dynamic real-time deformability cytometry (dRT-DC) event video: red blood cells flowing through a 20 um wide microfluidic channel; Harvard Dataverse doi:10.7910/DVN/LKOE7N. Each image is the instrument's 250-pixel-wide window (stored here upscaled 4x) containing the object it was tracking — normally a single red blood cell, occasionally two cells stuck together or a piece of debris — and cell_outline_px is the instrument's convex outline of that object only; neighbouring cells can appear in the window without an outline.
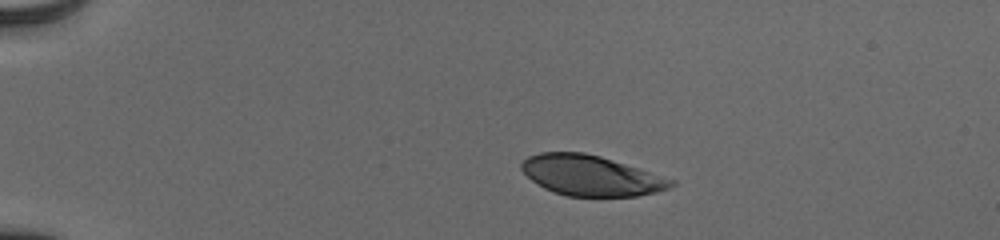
{"species": "human", "species_latin": "Homo sapiens", "temperature_condition": "cold", "stored_images_in_passage": 43, "camera_frame_rate_fps": 3000, "um_per_image_px": 0.085, "donor": {"sex": "male"}, "frame": {"image": 1, "passage_image": 1, "time_ms": 0.0, "image_size_px": [1000, 240], "cell_outline_px": [[676, 184], [668, 188], [656, 192], [636, 196], [568, 196], [552, 192], [544, 188], [532, 180], [520, 168], [520, 164], [528, 156], [540, 152], [584, 152], [600, 156], [640, 168], [676, 180]], "centroid_in_image_um": [50.24, 14.91], "position_along_channel_um": 34.8, "area_um2": 35.2}}
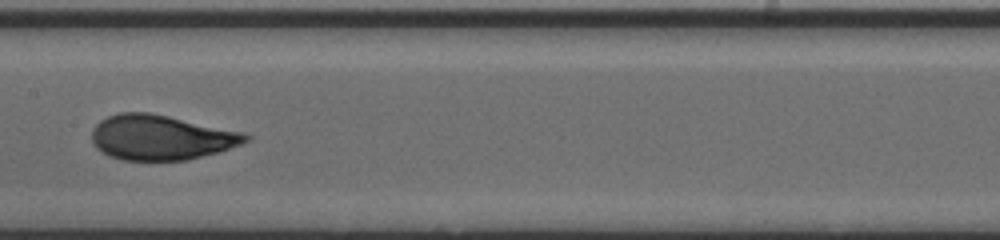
{"frame": {"image": 2, "passage_image": 19, "time_ms": 6.0, "image_size_px": [1000, 240], "cell_outline_px": [[252, 136], [248, 140], [240, 144], [216, 152], [184, 160], [120, 160], [108, 156], [96, 148], [92, 140], [92, 128], [100, 120], [108, 116], [120, 112], [148, 112], [168, 116], [244, 132]], "centroid_in_image_um": [13.63, 11.67], "position_along_channel_um": 193.8, "area_um2": 40.11}}
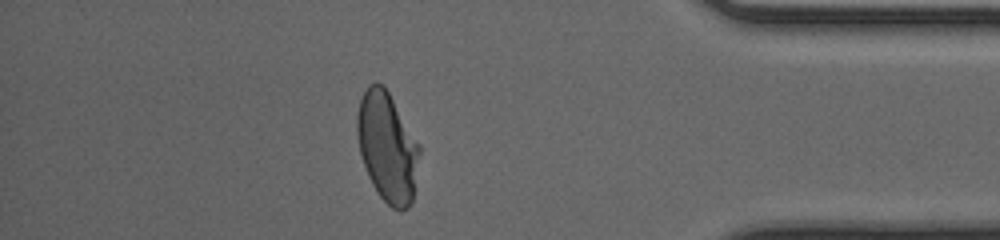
{"frame": {"image": 3, "passage_image": 37, "time_ms": 12.0, "image_size_px": [1000, 240], "cell_outline_px": [[420, 152], [412, 200], [408, 208], [400, 212], [392, 208], [380, 196], [372, 184], [368, 176], [360, 152], [356, 132], [356, 116], [360, 100], [368, 84], [376, 80], [384, 84], [420, 148]], "centroid_in_image_um": [32.89, 12.48], "position_along_channel_um": 402.3, "area_um2": 39.54}, "authors_computed_cell_mechanics": {"area_um2": 39.593, "velocity_mm_per_s": 3.9108, "shape_relaxation_time_tau1_ms": 3.8815, "shape_relaxation_time_tau2_ms": null, "deformation_change_tau1": 0.1758, "deformation_change_tau2": null}}